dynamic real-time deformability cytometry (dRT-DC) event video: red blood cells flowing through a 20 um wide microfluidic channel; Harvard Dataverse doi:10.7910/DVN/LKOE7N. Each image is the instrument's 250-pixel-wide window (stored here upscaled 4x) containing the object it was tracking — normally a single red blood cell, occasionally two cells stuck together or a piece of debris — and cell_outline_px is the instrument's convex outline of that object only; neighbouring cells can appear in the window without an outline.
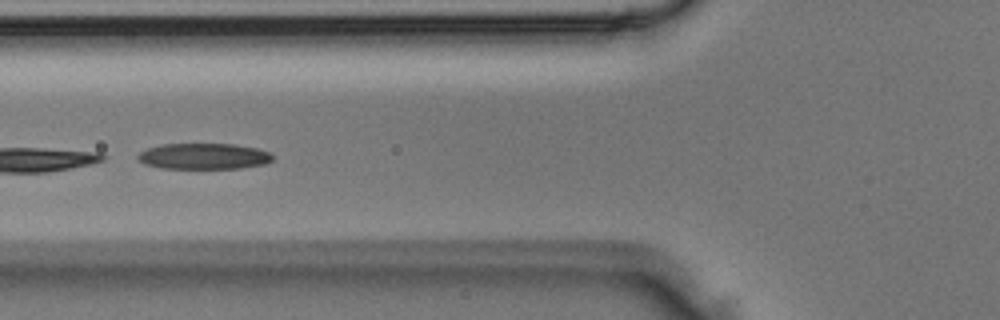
{"species": "Egyptian fruit bat (a non-hibernating species)", "species_latin": "Rousettus aegyptiacus", "temperature_condition": "room temperature", "stored_images_in_passage": 4, "camera_frame_rate_fps": 3000, "um_per_image_px": 0.085, "animal": {"sex": "male"}, "frame": {"image": 1, "passage_image": 4, "time_ms": 1.0, "image_size_px": [1000, 320], "cell_outline_px": [[272, 160], [264, 164], [240, 168], [160, 168], [144, 164], [136, 156], [140, 152], [148, 148], [160, 144], [232, 144], [256, 148], [268, 152], [272, 156]], "centroid_in_image_um": [17.28, 13.28], "position_along_channel_um": 108.5, "area_um2": 20.23}}